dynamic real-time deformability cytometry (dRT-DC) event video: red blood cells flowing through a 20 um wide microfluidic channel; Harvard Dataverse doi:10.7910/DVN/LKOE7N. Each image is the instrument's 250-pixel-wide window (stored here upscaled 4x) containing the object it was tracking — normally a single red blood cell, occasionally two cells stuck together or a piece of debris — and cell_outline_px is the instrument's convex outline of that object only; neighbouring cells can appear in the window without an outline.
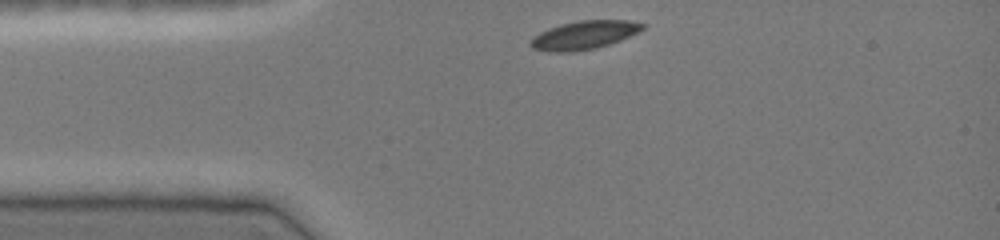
{"species": "common noctule bat (a hibernating species)", "species_latin": "Nyctalus noctula", "temperature_condition": "cold", "stored_images_in_passage": 31, "camera_frame_rate_fps": 3000, "um_per_image_px": 0.085, "animal": {"sex": "female", "body_mass_g": 19.0, "forearm_length_mm": 51.5}, "frame": {"image": 1, "passage_image": 1, "time_ms": 0.0, "image_size_px": [1000, 240], "cell_outline_px": [[644, 28], [640, 32], [620, 40], [596, 48], [572, 52], [548, 52], [532, 48], [528, 44], [528, 40], [532, 36], [548, 28], [560, 24], [580, 20], [628, 20], [644, 24]], "centroid_in_image_um": [49.59, 2.98], "position_along_channel_um": 35.4, "area_um2": 18.79}}
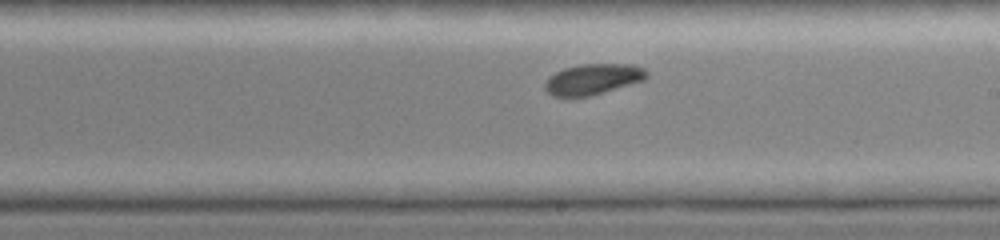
{"frame": {"image": 2, "passage_image": 18, "time_ms": 5.667, "image_size_px": [1000, 240], "cell_outline_px": [[648, 76], [644, 80], [588, 96], [552, 96], [544, 88], [544, 84], [548, 76], [564, 68], [580, 64], [632, 64], [644, 68], [648, 72]], "centroid_in_image_um": [50.39, 6.71], "position_along_channel_um": 238.6, "area_um2": 18.09}}
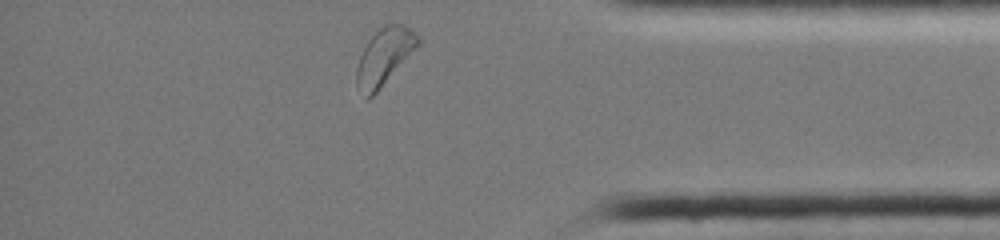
{"frame": {"image": 3, "passage_image": 31, "time_ms": 10.0, "image_size_px": [1000, 240], "cell_outline_px": [[420, 44], [380, 88], [368, 100], [356, 84], [356, 68], [360, 56], [368, 40], [384, 24], [404, 24], [420, 36]], "centroid_in_image_um": [32.67, 4.79], "position_along_channel_um": 402.5, "area_um2": 20.0}}